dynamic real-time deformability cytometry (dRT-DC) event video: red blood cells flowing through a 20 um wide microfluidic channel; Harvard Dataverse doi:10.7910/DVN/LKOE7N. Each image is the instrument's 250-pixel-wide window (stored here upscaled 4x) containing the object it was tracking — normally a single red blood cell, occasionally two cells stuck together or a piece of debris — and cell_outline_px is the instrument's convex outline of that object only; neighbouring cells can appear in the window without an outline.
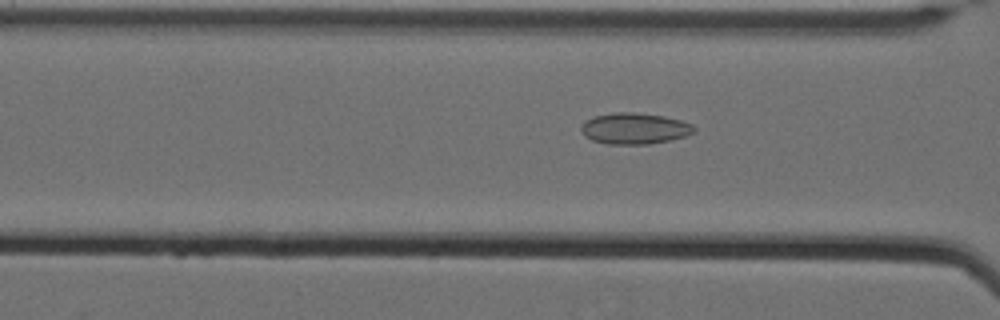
{"species": "Egyptian fruit bat (a non-hibernating species)", "species_latin": "Rousettus aegyptiacus", "temperature_condition": "cold", "stored_images_in_passage": 62, "camera_frame_rate_fps": 3000, "um_per_image_px": 0.085, "animal": {"sex": "female"}, "frame": {"image": 1, "passage_image": 29, "time_ms": 9.333, "image_size_px": [1000, 320], "cell_outline_px": [[696, 132], [684, 136], [668, 140], [648, 144], [608, 144], [592, 140], [584, 136], [580, 132], [580, 128], [588, 120], [596, 116], [612, 112], [632, 112], [664, 116], [680, 120], [692, 124], [696, 128]], "centroid_in_image_um": [53.94, 10.92], "position_along_channel_um": 112.7, "area_um2": 20.4}}
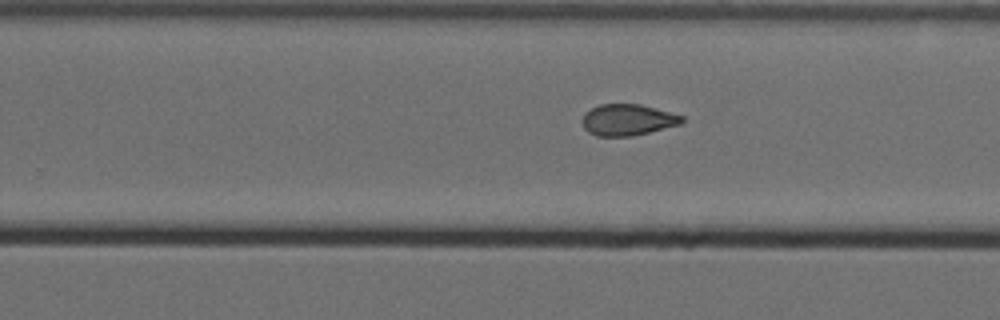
{"frame": {"image": 2, "passage_image": 43, "time_ms": 14.0, "image_size_px": [1000, 320], "cell_outline_px": [[684, 120], [680, 124], [632, 136], [596, 136], [588, 132], [584, 128], [584, 112], [600, 104], [640, 104], [684, 116]], "centroid_in_image_um": [53.35, 10.18], "position_along_channel_um": 276.5, "area_um2": 17.98}}
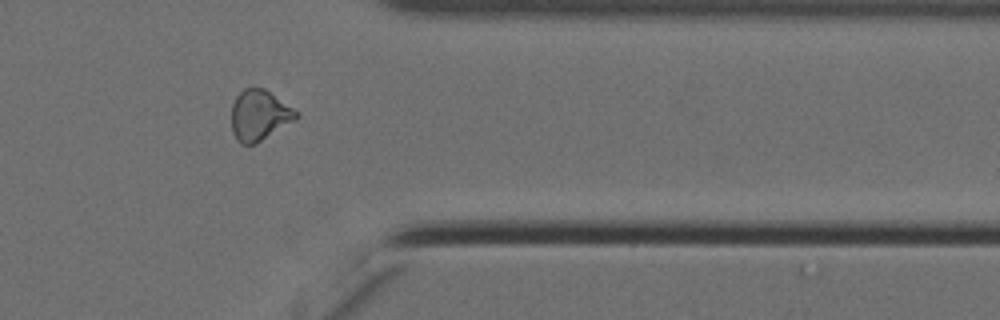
{"frame": {"image": 3, "passage_image": 53, "time_ms": 17.333, "image_size_px": [1000, 320], "cell_outline_px": [[300, 116], [296, 120], [256, 144], [240, 144], [236, 140], [232, 132], [232, 104], [236, 96], [244, 88], [264, 88], [300, 112]], "centroid_in_image_um": [22.06, 9.81], "position_along_channel_um": 389.3, "area_um2": 19.31}, "authors_computed_cell_mechanics": {"area_um2": 20.23, "velocity_mm_per_s": 3.4954, "shape_relaxation_time_tau1_ms": null, "shape_relaxation_time_tau2_ms": 2.9392, "deformation_change_tau1": null, "deformation_change_tau2": 0.0877}}